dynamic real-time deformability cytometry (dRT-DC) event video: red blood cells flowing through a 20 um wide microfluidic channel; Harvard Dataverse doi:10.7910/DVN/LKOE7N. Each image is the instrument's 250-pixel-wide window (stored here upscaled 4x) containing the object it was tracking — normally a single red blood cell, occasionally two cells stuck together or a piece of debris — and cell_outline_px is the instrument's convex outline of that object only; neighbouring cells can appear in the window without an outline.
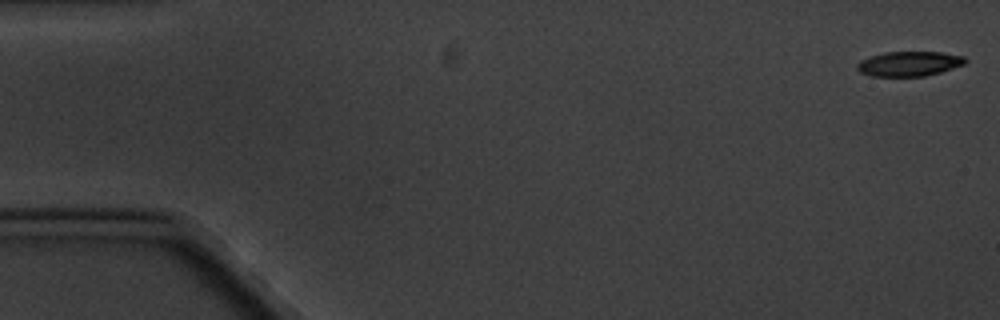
{"species": "common noctule bat (a hibernating species)", "species_latin": "Nyctalus noctula", "temperature_condition": "cold", "stored_images_in_passage": 5, "camera_frame_rate_fps": 3000, "um_per_image_px": 0.085, "animal": {"sex": "male", "body_mass_g": 20.1, "forearm_length_mm": 53.5}, "frame": {"image": 1, "passage_image": 1, "time_ms": 0.0, "image_size_px": [1000, 320], "cell_outline_px": [[968, 60], [964, 64], [940, 72], [924, 76], [872, 76], [860, 72], [856, 68], [856, 64], [860, 60], [884, 52], [940, 52], [964, 56]], "centroid_in_image_um": [77.27, 5.41], "position_along_channel_um": 7.7, "area_um2": 15.55}}
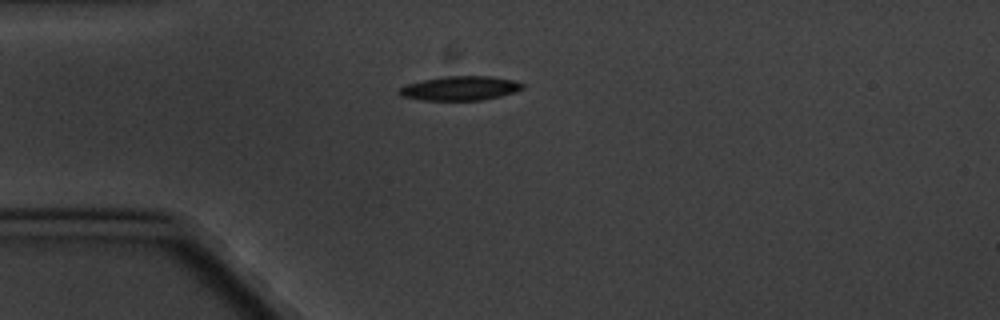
{"frame": {"image": 2, "passage_image": 5, "time_ms": 4.667, "image_size_px": [1000, 320], "cell_outline_px": [[524, 88], [516, 92], [500, 96], [480, 100], [420, 100], [400, 96], [396, 92], [400, 88], [408, 84], [424, 80], [444, 76], [492, 76], [516, 80], [524, 84]], "centroid_in_image_um": [39.14, 7.5], "position_along_channel_um": 45.9, "area_um2": 17.51}}